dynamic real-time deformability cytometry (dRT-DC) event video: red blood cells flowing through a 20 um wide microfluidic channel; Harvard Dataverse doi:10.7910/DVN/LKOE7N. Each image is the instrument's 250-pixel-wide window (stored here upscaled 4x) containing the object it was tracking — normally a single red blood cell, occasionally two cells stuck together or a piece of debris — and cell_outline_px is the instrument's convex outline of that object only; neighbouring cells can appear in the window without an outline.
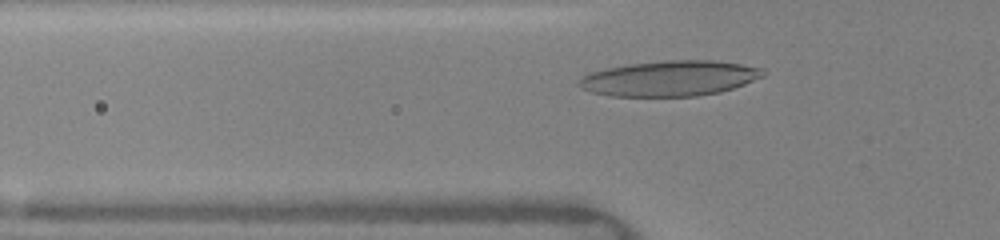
{"species": "human", "species_latin": "Homo sapiens", "temperature_condition": "warm", "stored_images_in_passage": 40, "camera_frame_rate_fps": 3000, "um_per_image_px": 0.085, "donor": {"sex": "female"}, "frame": {"image": 1, "passage_image": 9, "time_ms": 2.667, "image_size_px": [1000, 240], "cell_outline_px": [[764, 76], [744, 84], [720, 92], [696, 96], [612, 96], [592, 92], [580, 88], [576, 84], [588, 72], [628, 64], [664, 60], [712, 60], [740, 64], [764, 68]], "centroid_in_image_um": [56.92, 6.66], "position_along_channel_um": 68.9, "area_um2": 37.92}}
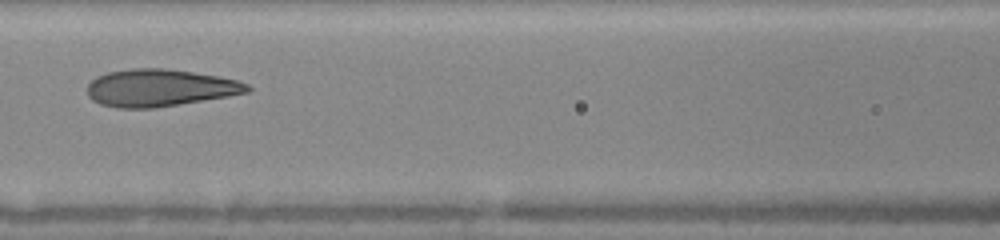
{"frame": {"image": 2, "passage_image": 15, "time_ms": 4.667, "image_size_px": [1000, 240], "cell_outline_px": [[252, 88], [248, 92], [228, 96], [152, 108], [116, 108], [100, 104], [92, 100], [88, 96], [88, 84], [96, 76], [108, 72], [132, 68], [164, 68], [192, 72], [216, 76], [236, 80], [248, 84]], "centroid_in_image_um": [13.54, 7.46], "position_along_channel_um": 153.1, "area_um2": 34.51}}
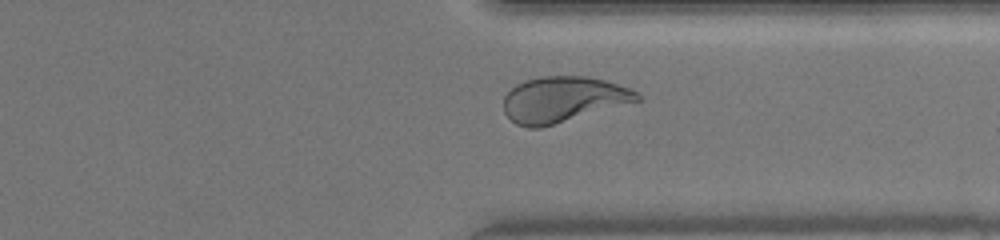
{"frame": {"image": 3, "passage_image": 30, "time_ms": 9.667, "image_size_px": [1000, 240], "cell_outline_px": [[640, 100], [540, 128], [528, 128], [516, 124], [504, 112], [504, 96], [516, 84], [528, 80], [544, 76], [588, 76], [604, 80], [640, 92]], "centroid_in_image_um": [47.84, 8.45], "position_along_channel_um": 363.6, "area_um2": 35.14}, "authors_computed_cell_mechanics": {"area_um2": 34.6511, "velocity_mm_per_s": 4.2073, "shape_relaxation_time_tau1_ms": 4.7601, "shape_relaxation_time_tau2_ms": 0.8368, "deformation_change_tau1": 0.2171, "deformation_change_tau2": 0.0859}}